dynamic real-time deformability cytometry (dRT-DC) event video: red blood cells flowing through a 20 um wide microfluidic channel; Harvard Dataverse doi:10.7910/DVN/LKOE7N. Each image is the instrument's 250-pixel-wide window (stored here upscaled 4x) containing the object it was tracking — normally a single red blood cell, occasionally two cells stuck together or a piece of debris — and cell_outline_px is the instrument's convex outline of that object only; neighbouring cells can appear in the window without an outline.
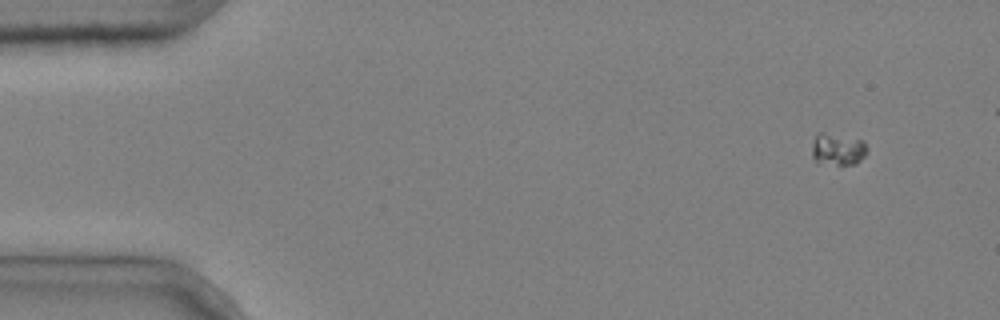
{"species": "common noctule bat (a hibernating species)", "species_latin": "Nyctalus noctula", "temperature_condition": "cold", "stored_images_in_passage": 5, "segment_of_instrument_passage": [2, 2], "camera_frame_rate_fps": 3000, "um_per_image_px": 0.085, "animal": {"sex": "male", "body_mass_g": 20.4}, "frame": {"image": 1, "passage_image": 5, "time_ms": 1.333, "image_size_px": [1000, 320], "cell_outline_px": [[868, 148], [864, 156], [856, 164], [836, 164], [816, 160], [812, 156], [812, 148], [816, 132], [824, 132], [864, 140]], "centroid_in_image_um": [71.24, 12.65], "position_along_channel_um": 13.8, "area_um2": 10.17}}